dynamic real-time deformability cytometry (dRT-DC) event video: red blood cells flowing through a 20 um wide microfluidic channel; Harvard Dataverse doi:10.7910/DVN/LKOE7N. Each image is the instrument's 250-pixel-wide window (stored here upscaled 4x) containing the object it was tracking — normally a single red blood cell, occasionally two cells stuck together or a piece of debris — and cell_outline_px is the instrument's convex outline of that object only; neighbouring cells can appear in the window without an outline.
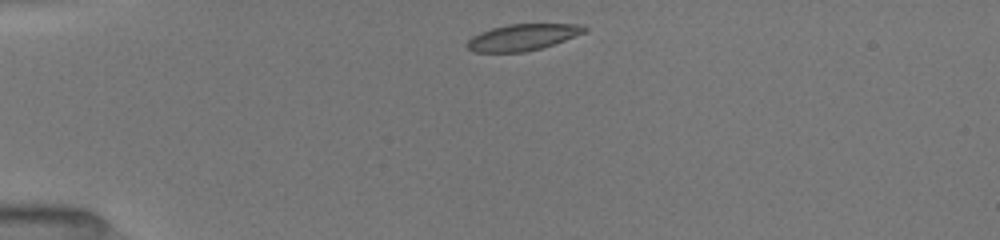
{"species": "common noctule bat (a hibernating species)", "species_latin": "Nyctalus noctula", "temperature_condition": "room temperature", "stored_images_in_passage": 40, "camera_frame_rate_fps": 3000, "um_per_image_px": 0.085, "animal": {"sex": "female", "body_mass_g": 19.5, "forearm_length_mm": 54.1}, "frame": {"image": 1, "passage_image": 1, "time_ms": 0.0, "image_size_px": [1000, 240], "cell_outline_px": [[588, 32], [540, 48], [524, 52], [476, 52], [468, 48], [464, 44], [472, 36], [480, 32], [492, 28], [508, 24], [584, 24], [588, 28]], "centroid_in_image_um": [44.44, 3.15], "position_along_channel_um": 40.6, "area_um2": 18.09}}
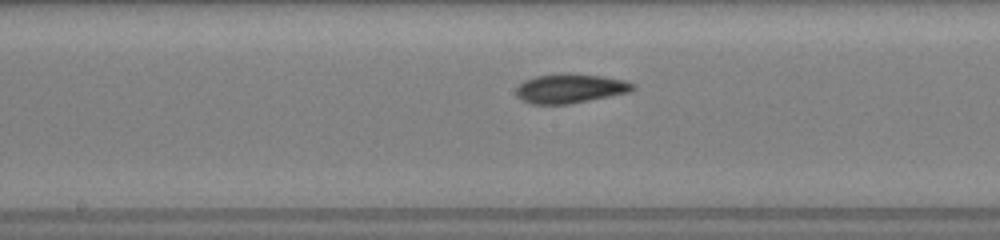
{"frame": {"image": 2, "passage_image": 16, "time_ms": 5.0, "image_size_px": [1000, 240], "cell_outline_px": [[636, 88], [628, 92], [568, 104], [532, 104], [520, 100], [516, 96], [516, 88], [524, 80], [536, 76], [560, 72], [604, 76], [624, 80], [636, 84]], "centroid_in_image_um": [48.43, 7.5], "position_along_channel_um": 199.8, "area_um2": 20.06}}
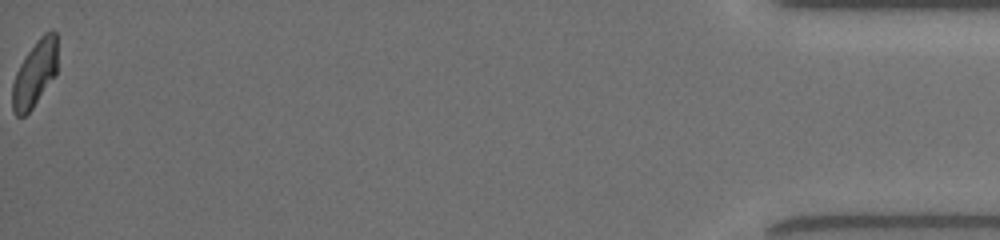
{"frame": {"image": 3, "passage_image": 40, "time_ms": 13.0, "image_size_px": [1000, 240], "cell_outline_px": [[56, 76], [32, 108], [24, 116], [16, 116], [12, 112], [12, 84], [16, 72], [24, 56], [36, 40], [44, 32], [52, 28], [56, 32]], "centroid_in_image_um": [2.95, 6.25], "position_along_channel_um": 432.3, "area_um2": 17.63}, "authors_computed_cell_mechanics": {"area_um2": 19.0162, "velocity_mm_per_s": 4.016, "shape_relaxation_time_tau1_ms": 4.1005, "shape_relaxation_time_tau2_ms": 2.3671, "deformation_change_tau1": 0.141, "deformation_change_tau2": 0.0817}}